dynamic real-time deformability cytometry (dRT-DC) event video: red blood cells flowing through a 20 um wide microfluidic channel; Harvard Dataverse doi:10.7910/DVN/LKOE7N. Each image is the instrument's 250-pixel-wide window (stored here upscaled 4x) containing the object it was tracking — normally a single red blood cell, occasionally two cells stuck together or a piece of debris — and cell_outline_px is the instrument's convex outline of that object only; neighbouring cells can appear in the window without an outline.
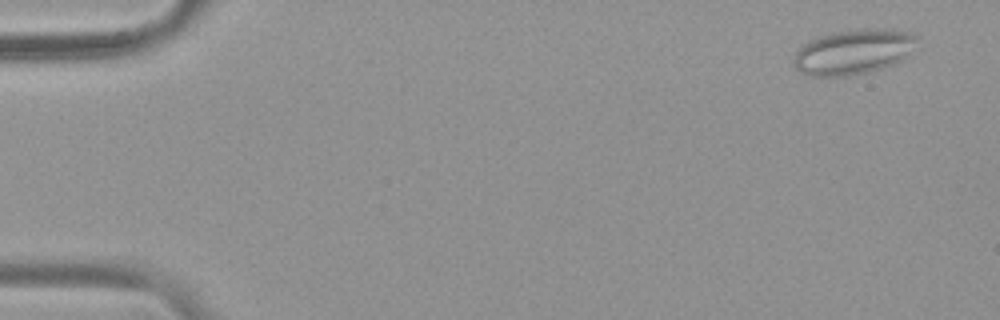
{"species": "common noctule bat (a hibernating species)", "species_latin": "Nyctalus noctula", "temperature_condition": "warm", "stored_images_in_passage": 54, "camera_frame_rate_fps": 3000, "um_per_image_px": 0.085, "animal": {"sex": "female", "body_mass_g": 19.9}, "frame": {"image": 1, "passage_image": 3, "time_ms": 0.667, "image_size_px": [1000, 320], "cell_outline_px": [[920, 48], [904, 60], [896, 64], [868, 72], [848, 76], [804, 76], [792, 64], [792, 60], [796, 52], [804, 44], [816, 36], [832, 32], [864, 28], [892, 28], [912, 32], [920, 36]], "centroid_in_image_um": [72.66, 4.39], "position_along_channel_um": 12.3, "area_um2": 33.81}}
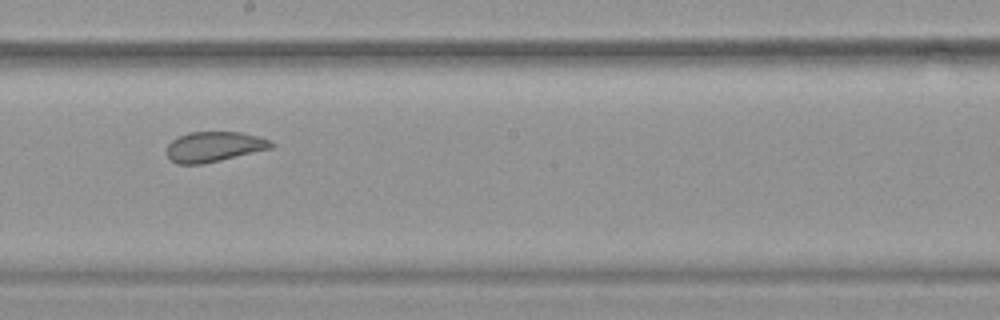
{"frame": {"image": 2, "passage_image": 31, "time_ms": 10.0, "image_size_px": [1000, 320], "cell_outline_px": [[276, 144], [272, 148], [204, 164], [176, 164], [168, 160], [168, 144], [172, 140], [188, 132], [240, 132], [272, 140]], "centroid_in_image_um": [18.2, 12.48], "position_along_channel_um": 230.0, "area_um2": 18.44}}
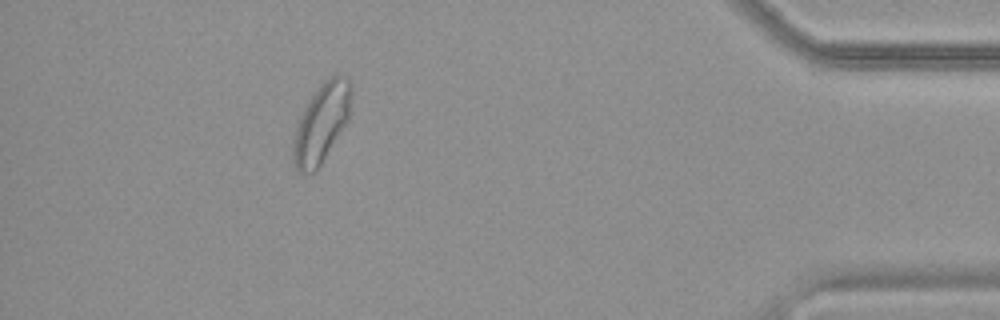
{"frame": {"image": 3, "passage_image": 49, "time_ms": 16.0, "image_size_px": [1000, 320], "cell_outline_px": [[352, 92], [348, 120], [320, 168], [316, 172], [300, 176], [296, 172], [292, 160], [292, 140], [300, 120], [316, 88], [324, 80], [336, 72], [344, 76], [348, 80]], "centroid_in_image_um": [27.31, 10.55], "position_along_channel_um": 407.9, "area_um2": 27.05}, "authors_computed_cell_mechanics": {"area_um2": 24.7384, "velocity_mm_per_s": 3.7556, "shape_relaxation_time_tau1_ms": null, "shape_relaxation_time_tau2_ms": 0.9286, "deformation_change_tau1": null, "deformation_change_tau2": 0.0718}}